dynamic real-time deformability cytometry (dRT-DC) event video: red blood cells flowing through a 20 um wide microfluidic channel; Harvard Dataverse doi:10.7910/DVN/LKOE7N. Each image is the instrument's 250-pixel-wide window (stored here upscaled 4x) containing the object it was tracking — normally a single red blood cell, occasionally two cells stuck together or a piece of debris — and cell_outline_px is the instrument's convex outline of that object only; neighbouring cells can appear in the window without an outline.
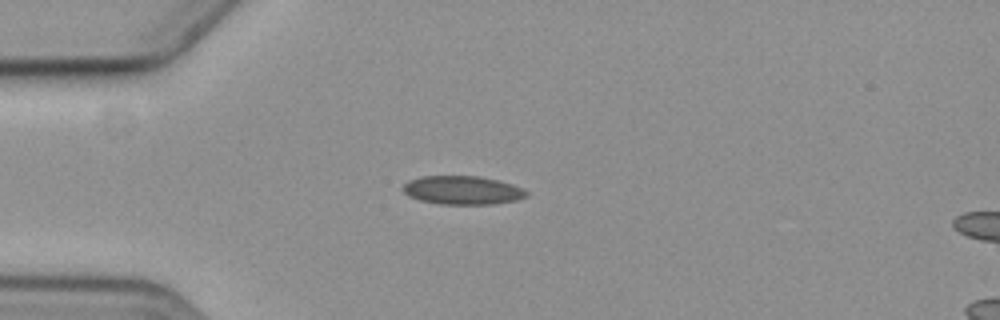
{"species": "common noctule bat (a hibernating species)", "species_latin": "Nyctalus noctula", "temperature_condition": "cold", "stored_images_in_passage": 2, "camera_frame_rate_fps": 3000, "um_per_image_px": 0.085, "animal": {"sex": "female", "body_mass_g": 19.3, "forearm_length_mm": 54.1}, "frame": {"image": 1, "passage_image": 1, "time_ms": 0.0, "image_size_px": [1000, 320], "cell_outline_px": [[528, 196], [516, 200], [492, 204], [440, 204], [420, 200], [408, 196], [404, 192], [404, 184], [408, 180], [420, 176], [480, 176], [512, 184], [528, 192]], "centroid_in_image_um": [39.29, 16.16], "position_along_channel_um": 45.7, "area_um2": 20.46}}